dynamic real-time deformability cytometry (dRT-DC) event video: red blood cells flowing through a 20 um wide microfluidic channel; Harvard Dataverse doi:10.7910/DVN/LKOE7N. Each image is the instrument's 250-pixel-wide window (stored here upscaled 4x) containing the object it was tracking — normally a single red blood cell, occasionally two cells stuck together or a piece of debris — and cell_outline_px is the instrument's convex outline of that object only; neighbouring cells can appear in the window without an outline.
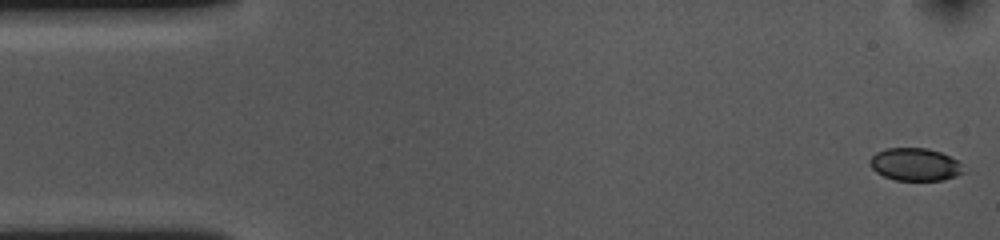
{"species": "common noctule bat (a hibernating species)", "species_latin": "Nyctalus noctula", "temperature_condition": "cold", "stored_images_in_passage": 51, "camera_frame_rate_fps": 3000, "um_per_image_px": 0.085, "animal": {"sex": "female", "body_mass_g": 10.0, "forearm_length_mm": 53.1}, "frame": {"image": 1, "passage_image": 1, "time_ms": 0.0, "image_size_px": [1000, 240], "cell_outline_px": [[964, 172], [956, 176], [944, 180], [896, 180], [884, 176], [876, 172], [868, 164], [868, 160], [876, 152], [888, 148], [928, 148], [940, 152], [956, 160], [960, 164]], "centroid_in_image_um": [77.74, 13.98], "position_along_channel_um": 7.3, "area_um2": 17.74}}
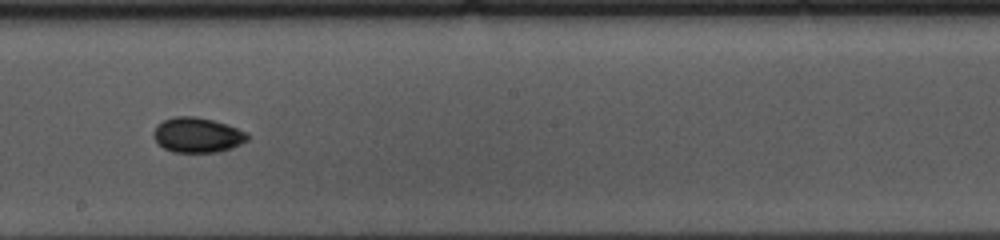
{"frame": {"image": 2, "passage_image": 29, "time_ms": 9.333, "image_size_px": [1000, 240], "cell_outline_px": [[248, 140], [232, 148], [216, 152], [172, 152], [164, 148], [156, 140], [152, 132], [156, 124], [164, 120], [176, 116], [196, 116], [212, 120], [248, 132]], "centroid_in_image_um": [16.76, 11.47], "position_along_channel_um": 231.4, "area_um2": 19.07}}
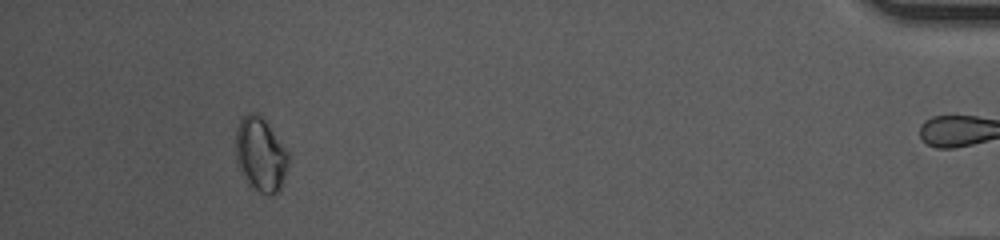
{"frame": {"image": 3, "passage_image": 50, "time_ms": 16.333, "image_size_px": [1000, 240], "cell_outline_px": [[288, 164], [280, 188], [276, 192], [260, 192], [240, 172], [236, 164], [236, 128], [240, 120], [248, 112], [256, 112], [264, 120], [288, 152]], "centroid_in_image_um": [22.12, 13.08], "position_along_channel_um": 413.1, "area_um2": 21.96}, "authors_computed_cell_mechanics": {"area_um2": 18.6694, "velocity_mm_per_s": 3.6061, "shape_relaxation_time_tau1_ms": null, "shape_relaxation_time_tau2_ms": 3.2343, "deformation_change_tau1": null, "deformation_change_tau2": 0.0389}}